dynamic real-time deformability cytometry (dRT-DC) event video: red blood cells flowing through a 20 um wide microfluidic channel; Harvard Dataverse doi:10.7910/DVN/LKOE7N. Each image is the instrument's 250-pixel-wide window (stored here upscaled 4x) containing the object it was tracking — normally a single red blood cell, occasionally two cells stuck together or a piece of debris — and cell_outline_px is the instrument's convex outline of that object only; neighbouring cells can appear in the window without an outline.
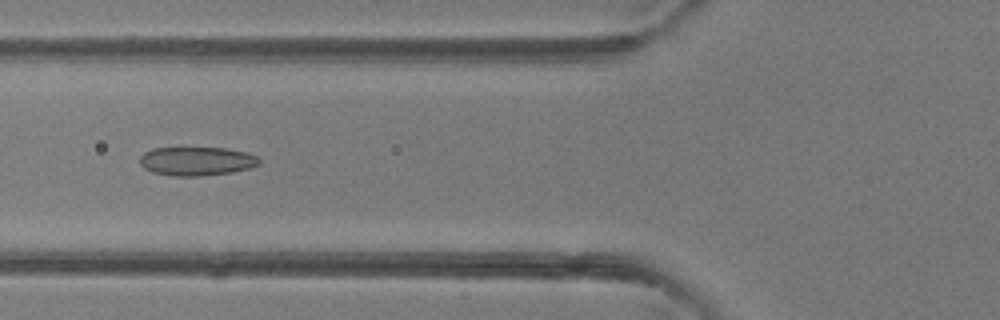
{"species": "common noctule bat (a hibernating species)", "species_latin": "Nyctalus noctula", "temperature_condition": "room temperature", "stored_images_in_passage": 43, "camera_frame_rate_fps": 3000, "um_per_image_px": 0.085, "animal": {"sex": "female"}, "frame": {"image": 1, "passage_image": 15, "time_ms": 4.667, "image_size_px": [1000, 320], "cell_outline_px": [[260, 164], [252, 168], [232, 172], [204, 176], [172, 176], [152, 172], [144, 168], [140, 164], [140, 156], [144, 152], [152, 148], [224, 148], [248, 152], [256, 156], [260, 160]], "centroid_in_image_um": [16.73, 13.7], "position_along_channel_um": 109.1, "area_um2": 20.23}}
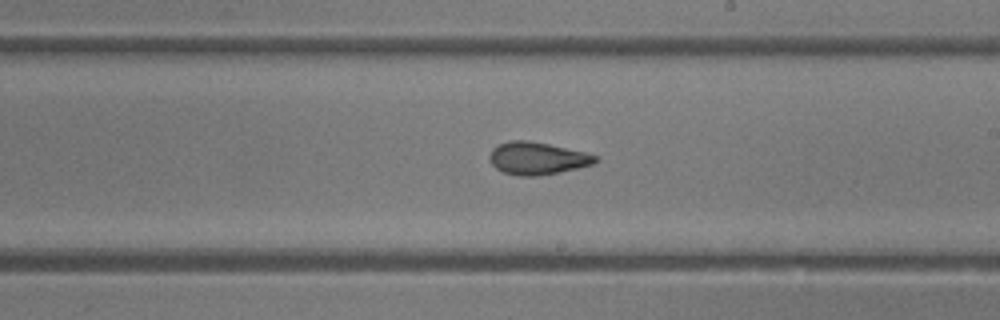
{"frame": {"image": 2, "passage_image": 24, "time_ms": 7.667, "image_size_px": [1000, 320], "cell_outline_px": [[600, 160], [596, 164], [560, 172], [536, 176], [520, 176], [504, 172], [496, 168], [488, 160], [488, 156], [492, 148], [508, 140], [528, 140], [548, 144], [584, 152], [596, 156]], "centroid_in_image_um": [45.66, 13.46], "position_along_channel_um": 243.3, "area_um2": 20.11}}
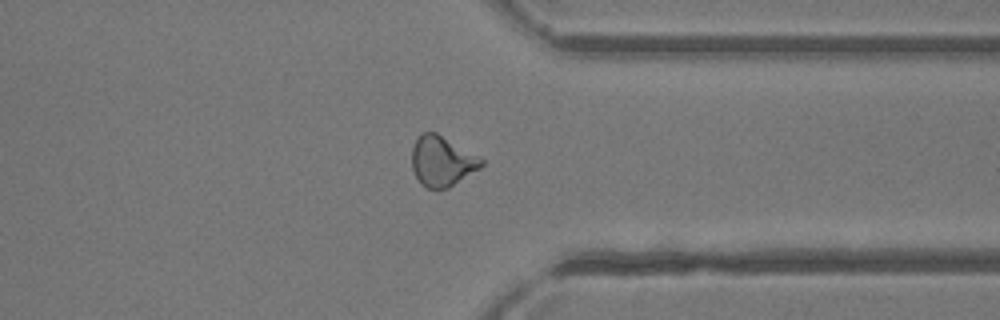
{"frame": {"image": 3, "passage_image": 33, "time_ms": 10.667, "image_size_px": [1000, 320], "cell_outline_px": [[484, 164], [480, 168], [448, 188], [428, 188], [420, 184], [412, 168], [412, 148], [416, 140], [424, 132], [436, 132], [480, 156], [484, 160]], "centroid_in_image_um": [37.58, 13.7], "position_along_channel_um": 373.8, "area_um2": 20.23}, "authors_computed_cell_mechanics": {"area_um2": 20.519, "velocity_mm_per_s": 4.4674, "shape_relaxation_time_tau1_ms": null, "shape_relaxation_time_tau2_ms": 2.1775, "deformation_change_tau1": null, "deformation_change_tau2": 0.0886}}